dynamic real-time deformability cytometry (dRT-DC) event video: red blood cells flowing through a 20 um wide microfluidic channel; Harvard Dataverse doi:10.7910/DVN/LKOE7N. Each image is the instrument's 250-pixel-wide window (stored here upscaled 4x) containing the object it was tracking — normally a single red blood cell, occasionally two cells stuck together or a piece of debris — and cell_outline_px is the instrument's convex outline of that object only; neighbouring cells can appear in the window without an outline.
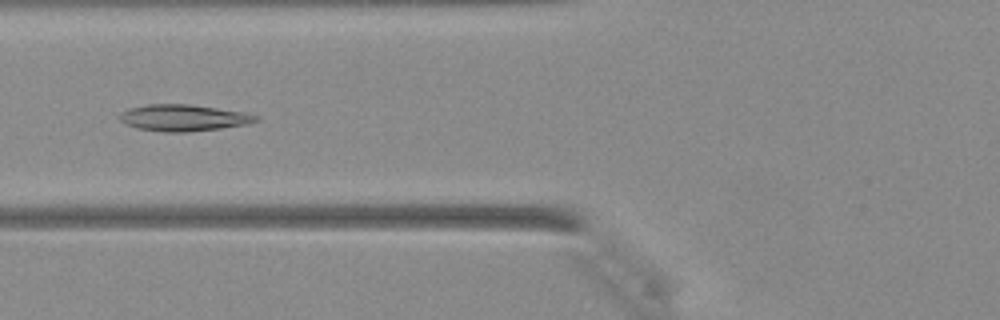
{"species": "Egyptian fruit bat (a non-hibernating species)", "species_latin": "Rousettus aegyptiacus", "temperature_condition": "warm", "stored_images_in_passage": 34, "camera_frame_rate_fps": 3000, "um_per_image_px": 0.085, "animal": {"sex": "female"}, "frame": {"image": 1, "passage_image": 11, "time_ms": 3.333, "image_size_px": [1000, 320], "cell_outline_px": [[260, 120], [248, 124], [220, 128], [188, 132], [164, 132], [136, 128], [124, 124], [120, 120], [120, 112], [128, 108], [148, 104], [188, 104], [248, 112], [260, 116]], "centroid_in_image_um": [15.62, 10.01], "position_along_channel_um": 110.2, "area_um2": 21.33}}
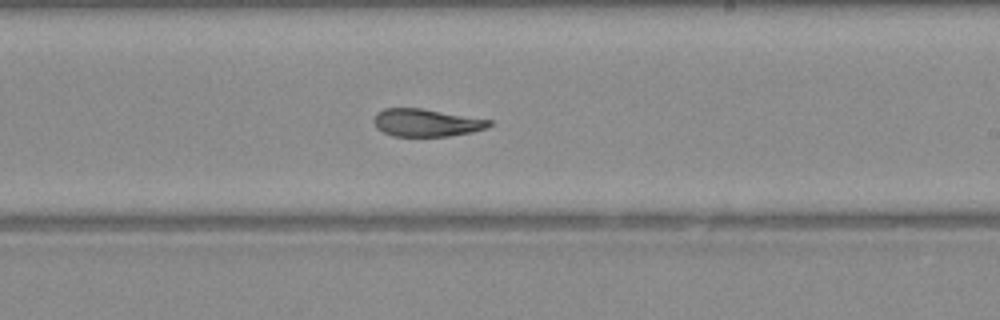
{"frame": {"image": 2, "passage_image": 20, "time_ms": 6.333, "image_size_px": [1000, 320], "cell_outline_px": [[492, 124], [488, 128], [472, 132], [448, 136], [392, 136], [376, 128], [372, 120], [376, 112], [384, 108], [420, 108], [492, 120]], "centroid_in_image_um": [36.22, 10.43], "position_along_channel_um": 252.8, "area_um2": 18.67}}
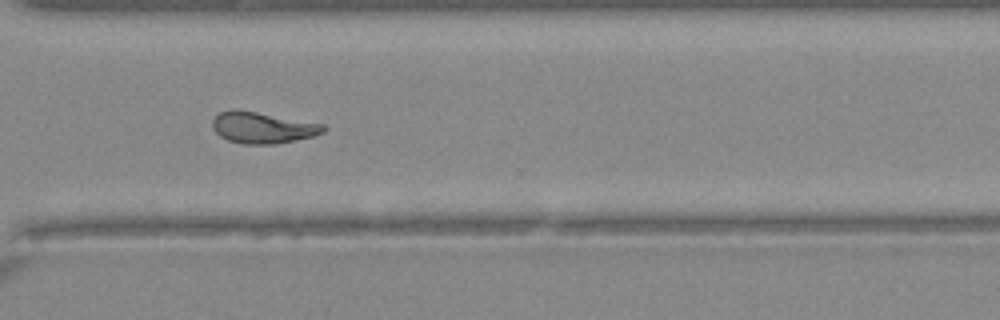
{"frame": {"image": 3, "passage_image": 26, "time_ms": 8.333, "image_size_px": [1000, 320], "cell_outline_px": [[328, 128], [324, 132], [312, 136], [276, 144], [244, 144], [228, 140], [220, 136], [212, 128], [212, 120], [220, 112], [236, 108], [324, 124]], "centroid_in_image_um": [22.31, 10.84], "position_along_channel_um": 348.3, "area_um2": 20.29}}